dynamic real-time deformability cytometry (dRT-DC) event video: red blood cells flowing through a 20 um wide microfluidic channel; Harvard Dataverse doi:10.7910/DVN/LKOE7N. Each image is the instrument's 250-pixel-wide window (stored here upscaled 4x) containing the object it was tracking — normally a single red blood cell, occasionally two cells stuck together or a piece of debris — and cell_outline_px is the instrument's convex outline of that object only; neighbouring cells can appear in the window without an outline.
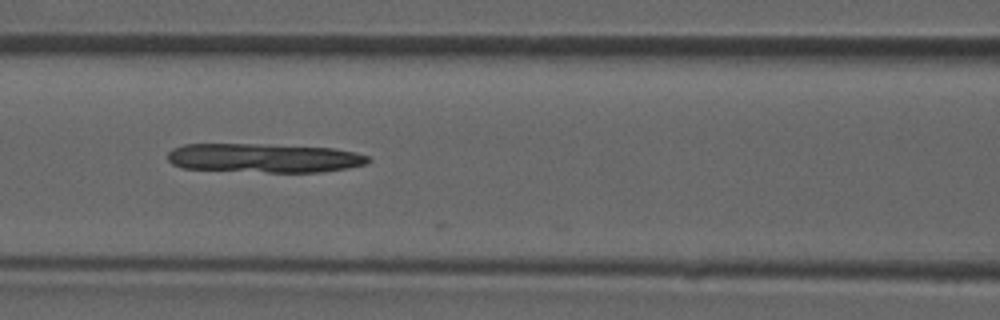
{"species": "common noctule bat (a hibernating species)", "species_latin": "Nyctalus noctula", "temperature_condition": "room temperature", "stored_images_in_passage": 42, "camera_frame_rate_fps": 3000, "um_per_image_px": 0.085, "animal": {"sex": "male", "forearm_length_mm": 52.5}, "frame": {"image": 1, "passage_image": 20, "time_ms": 6.333, "image_size_px": [1000, 320], "cell_outline_px": [[372, 160], [364, 164], [348, 168], [320, 172], [268, 172], [180, 168], [172, 164], [168, 160], [168, 152], [172, 148], [184, 144], [256, 144], [332, 148], [356, 152], [368, 156]], "centroid_in_image_um": [22.42, 13.43], "position_along_channel_um": 144.2, "area_um2": 33.93}}